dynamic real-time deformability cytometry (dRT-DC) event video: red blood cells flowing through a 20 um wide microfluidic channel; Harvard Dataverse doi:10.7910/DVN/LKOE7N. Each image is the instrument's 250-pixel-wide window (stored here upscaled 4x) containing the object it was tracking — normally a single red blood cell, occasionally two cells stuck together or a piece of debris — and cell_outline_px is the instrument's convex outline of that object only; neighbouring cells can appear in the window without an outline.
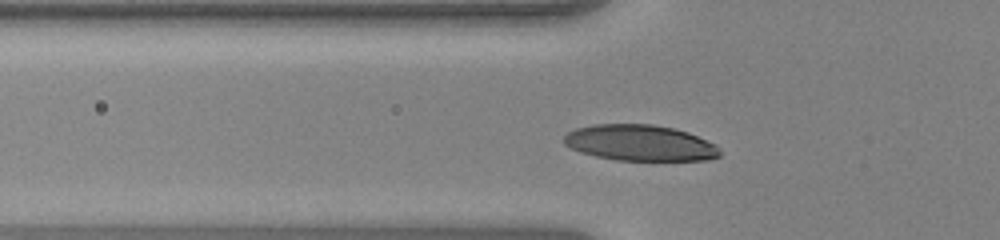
{"species": "human", "species_latin": "Homo sapiens", "temperature_condition": "warm", "stored_images_in_passage": 41, "camera_frame_rate_fps": 3000, "um_per_image_px": 0.085, "donor": {"sex": "female"}, "frame": {"image": 1, "passage_image": 11, "time_ms": 3.333, "image_size_px": [1000, 240], "cell_outline_px": [[724, 152], [720, 156], [708, 160], [616, 160], [596, 156], [580, 152], [564, 144], [564, 136], [568, 132], [576, 128], [592, 124], [652, 124], [672, 128], [688, 132], [716, 144]], "centroid_in_image_um": [54.43, 12.15], "position_along_channel_um": 71.4, "area_um2": 32.83}}
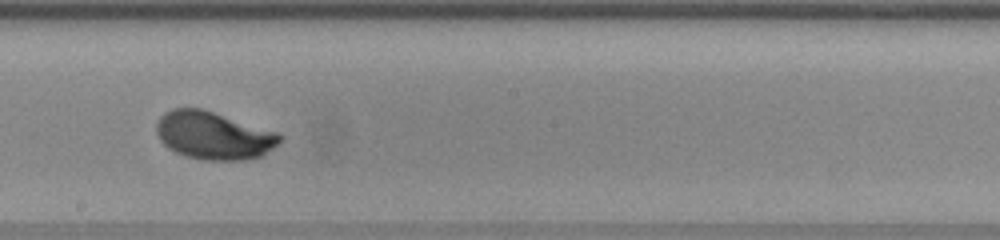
{"frame": {"image": 2, "passage_image": 23, "time_ms": 7.333, "image_size_px": [1000, 240], "cell_outline_px": [[284, 136], [272, 148], [260, 156], [244, 160], [204, 160], [188, 156], [176, 152], [168, 148], [160, 140], [156, 132], [156, 124], [160, 116], [164, 112], [172, 108], [200, 108], [280, 132]], "centroid_in_image_um": [18.15, 11.5], "position_along_channel_um": 230.1, "area_um2": 34.33}}
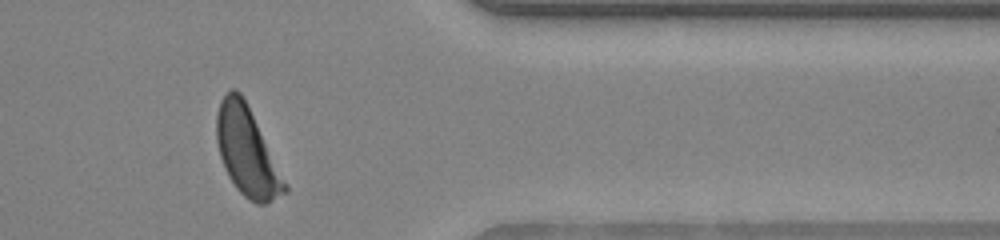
{"frame": {"image": 3, "passage_image": 36, "time_ms": 11.667, "image_size_px": [1000, 240], "cell_outline_px": [[288, 192], [268, 204], [256, 204], [248, 200], [236, 188], [228, 176], [224, 168], [220, 156], [216, 140], [216, 112], [220, 100], [232, 88], [236, 88], [240, 92], [288, 188]], "centroid_in_image_um": [20.95, 12.93], "position_along_channel_um": 390.5, "area_um2": 34.33}}